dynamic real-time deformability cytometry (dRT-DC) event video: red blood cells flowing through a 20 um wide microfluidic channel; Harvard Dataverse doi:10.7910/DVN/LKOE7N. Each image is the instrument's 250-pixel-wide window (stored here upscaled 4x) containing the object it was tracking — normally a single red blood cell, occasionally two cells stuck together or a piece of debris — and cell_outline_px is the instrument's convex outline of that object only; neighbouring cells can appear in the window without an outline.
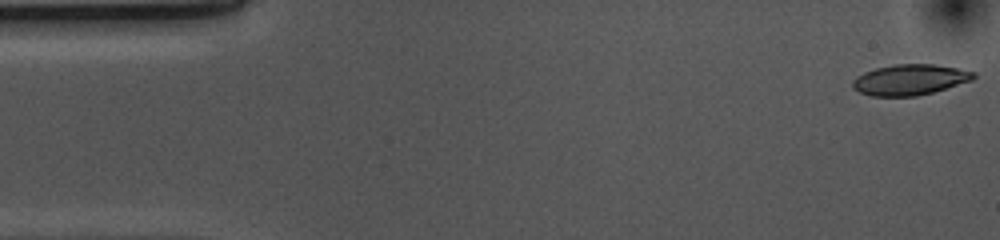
{"species": "common noctule bat (a hibernating species)", "species_latin": "Nyctalus noctula", "temperature_condition": "cold", "stored_images_in_passage": 53, "camera_frame_rate_fps": 3000, "um_per_image_px": 0.085, "animal": {"sex": "female", "body_mass_g": 10.0, "forearm_length_mm": 53.1}, "frame": {"image": 1, "passage_image": 1, "time_ms": 0.0, "image_size_px": [1000, 240], "cell_outline_px": [[976, 76], [972, 80], [932, 92], [916, 96], [872, 96], [860, 92], [852, 88], [852, 80], [856, 76], [864, 72], [876, 68], [892, 64], [936, 64], [976, 72]], "centroid_in_image_um": [77.31, 6.77], "position_along_channel_um": 7.7, "area_um2": 21.62}}
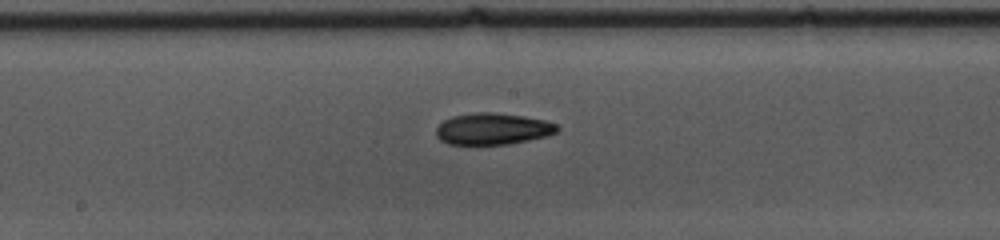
{"frame": {"image": 2, "passage_image": 26, "time_ms": 8.333, "image_size_px": [1000, 240], "cell_outline_px": [[560, 128], [556, 132], [548, 136], [508, 144], [448, 144], [440, 140], [436, 136], [436, 128], [444, 120], [452, 116], [476, 112], [492, 112], [524, 116], [544, 120], [556, 124]], "centroid_in_image_um": [41.88, 10.95], "position_along_channel_um": 206.3, "area_um2": 22.25}}
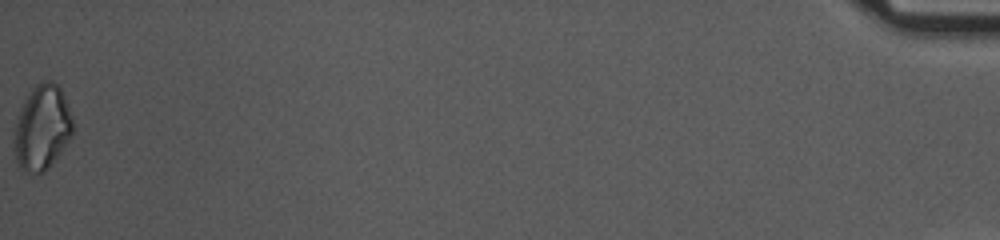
{"frame": {"image": 3, "passage_image": 53, "time_ms": 17.333, "image_size_px": [1000, 240], "cell_outline_px": [[72, 132], [68, 140], [60, 152], [48, 168], [44, 172], [24, 172], [20, 168], [16, 160], [12, 144], [12, 140], [16, 120], [24, 96], [36, 84], [44, 80], [52, 80], [60, 88], [64, 96], [72, 116]], "centroid_in_image_um": [3.53, 10.82], "position_along_channel_um": 431.7, "area_um2": 29.25}, "authors_computed_cell_mechanics": {"area_um2": 22.0218, "velocity_mm_per_s": 3.6962, "shape_relaxation_time_tau1_ms": 4.369, "shape_relaxation_time_tau2_ms": null, "deformation_change_tau1": 0.1047, "deformation_change_tau2": null}}